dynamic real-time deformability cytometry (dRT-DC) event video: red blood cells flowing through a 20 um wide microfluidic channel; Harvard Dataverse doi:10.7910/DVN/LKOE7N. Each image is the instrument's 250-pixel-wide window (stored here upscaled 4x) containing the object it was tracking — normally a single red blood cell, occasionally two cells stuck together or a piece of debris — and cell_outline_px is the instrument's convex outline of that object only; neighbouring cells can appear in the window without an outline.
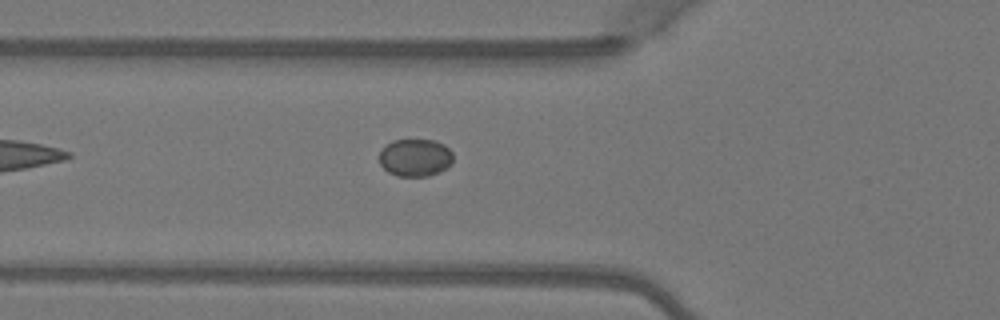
{"species": "Egyptian fruit bat (a non-hibernating species)", "species_latin": "Rousettus aegyptiacus", "temperature_condition": "warm", "stored_images_in_passage": 2, "camera_frame_rate_fps": 3000, "um_per_image_px": 0.085, "animal": {"sex": "female"}, "frame": {"image": 1, "passage_image": 2, "time_ms": 0.333, "image_size_px": [1000, 320], "cell_outline_px": [[452, 164], [440, 172], [428, 176], [396, 176], [388, 172], [380, 164], [380, 152], [392, 140], [436, 140], [444, 144], [452, 152]], "centroid_in_image_um": [35.32, 13.4], "position_along_channel_um": 90.5, "area_um2": 16.18}}